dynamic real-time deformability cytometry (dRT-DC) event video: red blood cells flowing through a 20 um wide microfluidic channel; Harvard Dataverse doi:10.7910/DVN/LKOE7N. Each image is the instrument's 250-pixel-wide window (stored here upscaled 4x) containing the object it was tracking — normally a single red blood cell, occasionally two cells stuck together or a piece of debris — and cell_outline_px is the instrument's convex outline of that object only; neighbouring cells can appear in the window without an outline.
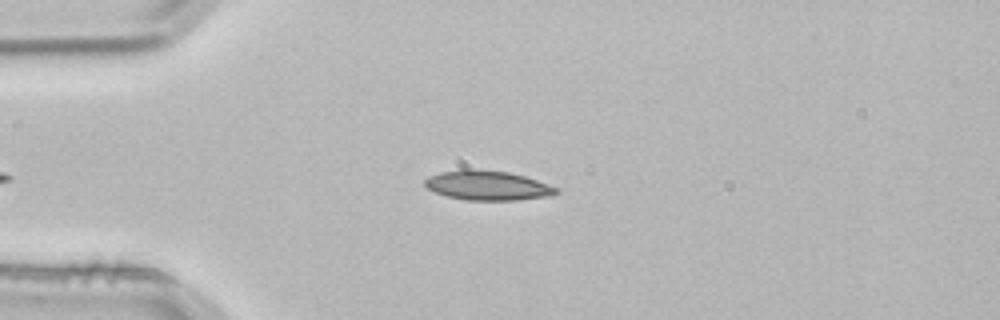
{"species": "common noctule bat (a hibernating species)", "species_latin": "Nyctalus noctula", "temperature_condition": "room temperature", "stored_images_in_passage": 1, "camera_frame_rate_fps": 3000, "um_per_image_px": 0.085, "animal": {"sex": "male", "body_mass_g": 21.5, "forearm_length_mm": 52.0}, "frame": {"image": 1, "passage_image": 1, "time_ms": 0.0, "image_size_px": [1000, 320], "cell_outline_px": [[560, 192], [552, 196], [516, 200], [464, 200], [444, 196], [428, 188], [424, 184], [424, 180], [428, 176], [440, 172], [460, 168], [468, 168], [508, 172], [524, 176], [536, 180], [556, 188]], "centroid_in_image_um": [41.4, 15.76], "position_along_channel_um": 43.6, "area_um2": 22.77}}